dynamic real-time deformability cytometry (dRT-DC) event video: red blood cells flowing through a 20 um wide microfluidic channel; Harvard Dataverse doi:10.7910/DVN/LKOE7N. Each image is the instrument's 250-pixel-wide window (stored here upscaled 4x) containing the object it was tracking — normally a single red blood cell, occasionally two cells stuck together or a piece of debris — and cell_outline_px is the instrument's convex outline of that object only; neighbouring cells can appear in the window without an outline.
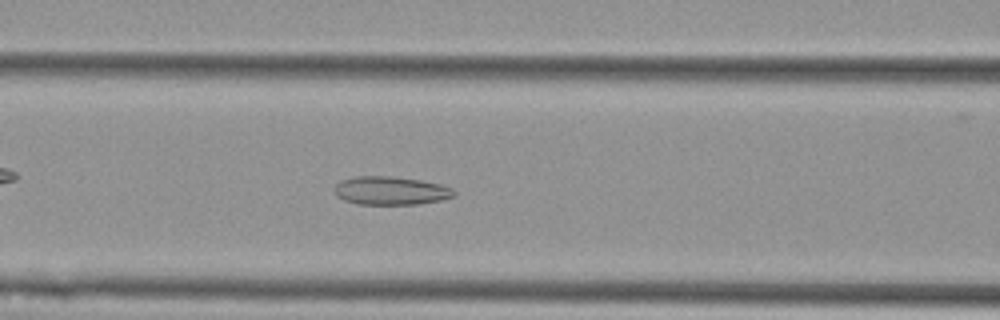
{"species": "Egyptian fruit bat (a non-hibernating species)", "species_latin": "Rousettus aegyptiacus", "temperature_condition": "cold", "stored_images_in_passage": 27, "camera_frame_rate_fps": 3000, "um_per_image_px": 0.085, "animal": {"sex": "female"}, "frame": {"image": 1, "passage_image": 8, "time_ms": 2.333, "image_size_px": [1000, 320], "cell_outline_px": [[456, 192], [452, 196], [440, 200], [416, 204], [356, 204], [344, 200], [336, 196], [336, 184], [340, 180], [356, 176], [392, 176], [420, 180], [440, 184], [452, 188]], "centroid_in_image_um": [33.19, 16.2], "position_along_channel_um": 133.4, "area_um2": 19.65}}
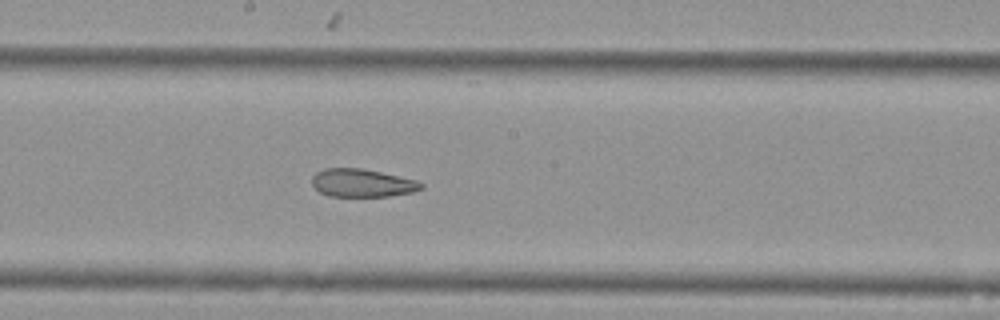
{"frame": {"image": 2, "passage_image": 15, "time_ms": 4.667, "image_size_px": [1000, 320], "cell_outline_px": [[424, 188], [412, 192], [388, 196], [328, 196], [320, 192], [312, 184], [312, 176], [316, 172], [324, 168], [360, 168], [380, 172], [416, 180], [424, 184]], "centroid_in_image_um": [30.77, 15.55], "position_along_channel_um": 217.4, "area_um2": 17.74}}
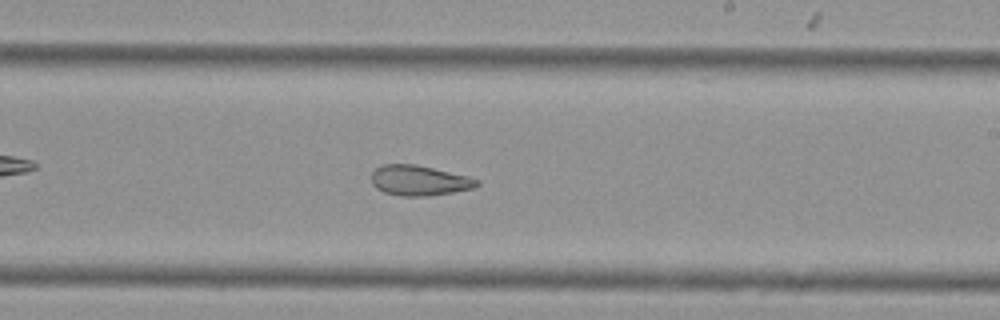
{"frame": {"image": 3, "passage_image": 18, "time_ms": 5.667, "image_size_px": [1000, 320], "cell_outline_px": [[480, 184], [476, 188], [428, 196], [400, 196], [384, 192], [376, 188], [372, 184], [372, 172], [380, 164], [416, 164], [468, 176], [480, 180]], "centroid_in_image_um": [35.64, 15.34], "position_along_channel_um": 253.4, "area_um2": 18.73}}